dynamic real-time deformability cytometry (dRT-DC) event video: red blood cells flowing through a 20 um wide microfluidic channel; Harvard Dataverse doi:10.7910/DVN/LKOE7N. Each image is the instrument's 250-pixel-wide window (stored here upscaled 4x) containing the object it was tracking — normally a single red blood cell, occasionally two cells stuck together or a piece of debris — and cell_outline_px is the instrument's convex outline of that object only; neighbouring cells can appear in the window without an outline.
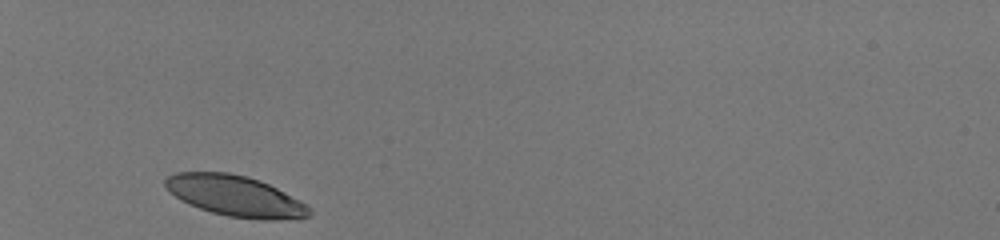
{"species": "human", "species_latin": "Homo sapiens", "temperature_condition": "room temperature", "stored_images_in_passage": 29, "camera_frame_rate_fps": 3000, "um_per_image_px": 0.085, "donor": {"sex": "male"}, "frame": {"image": 1, "passage_image": 1, "time_ms": 0.0, "image_size_px": [1000, 240], "cell_outline_px": [[312, 212], [308, 216], [296, 220], [260, 220], [228, 216], [212, 212], [188, 204], [180, 200], [168, 192], [164, 188], [164, 180], [168, 176], [176, 172], [228, 172], [248, 176], [260, 180], [308, 204], [312, 208]], "centroid_in_image_um": [20.01, 16.66], "position_along_channel_um": 65.0, "area_um2": 34.74}}
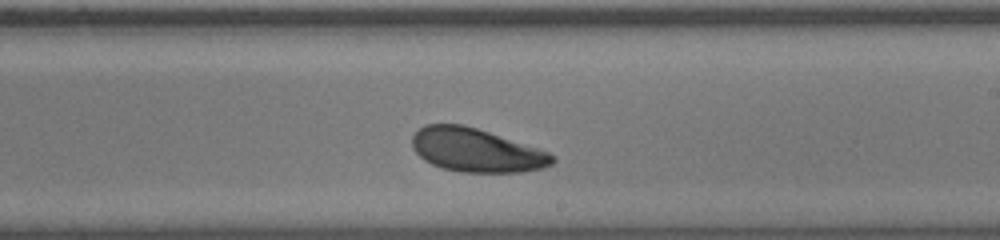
{"frame": {"image": 2, "passage_image": 17, "time_ms": 5.333, "image_size_px": [1000, 240], "cell_outline_px": [[556, 160], [552, 164], [544, 168], [520, 172], [460, 172], [440, 168], [424, 160], [412, 148], [412, 136], [424, 124], [464, 124], [548, 152]], "centroid_in_image_um": [40.43, 12.78], "position_along_channel_um": 248.6, "area_um2": 35.32}}
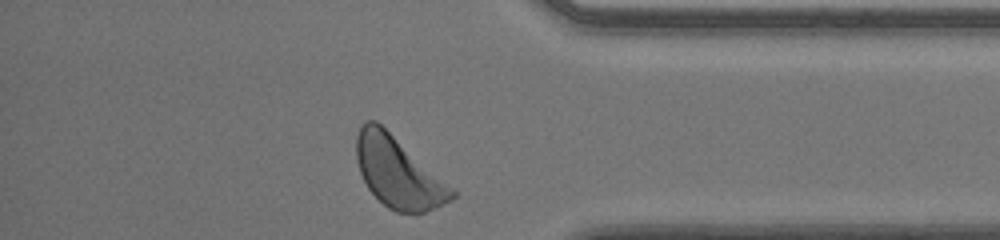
{"frame": {"image": 3, "passage_image": 29, "time_ms": 9.333, "image_size_px": [1000, 240], "cell_outline_px": [[456, 196], [452, 200], [436, 208], [424, 212], [396, 212], [388, 208], [368, 188], [360, 172], [356, 160], [356, 136], [360, 128], [368, 120], [376, 120], [456, 192]], "centroid_in_image_um": [33.81, 14.67], "position_along_channel_um": 401.4, "area_um2": 38.26}, "authors_computed_cell_mechanics": {"area_um2": 35.7204, "velocity_mm_per_s": 3.9759, "shape_relaxation_time_tau1_ms": 1.8873, "shape_relaxation_time_tau2_ms": null, "deformation_change_tau1": 0.1005, "deformation_change_tau2": null}}